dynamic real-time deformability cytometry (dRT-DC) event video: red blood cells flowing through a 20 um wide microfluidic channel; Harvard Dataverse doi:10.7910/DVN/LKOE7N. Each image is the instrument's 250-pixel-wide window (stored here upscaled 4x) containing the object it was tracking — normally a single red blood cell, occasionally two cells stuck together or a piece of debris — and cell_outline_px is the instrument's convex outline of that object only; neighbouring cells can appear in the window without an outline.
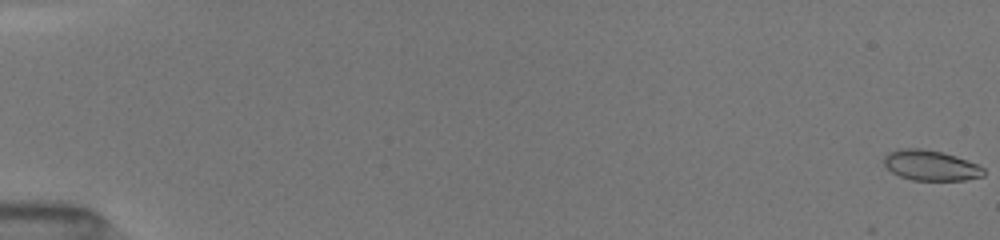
{"species": "common noctule bat (a hibernating species)", "species_latin": "Nyctalus noctula", "temperature_condition": "room temperature", "stored_images_in_passage": 6, "camera_frame_rate_fps": 3000, "um_per_image_px": 0.085, "animal": {"sex": "female", "body_mass_g": 19.5, "forearm_length_mm": 54.1}, "frame": {"image": 1, "passage_image": 1, "time_ms": 0.0, "image_size_px": [1000, 240], "cell_outline_px": [[984, 176], [964, 180], [912, 180], [900, 176], [892, 172], [884, 164], [884, 156], [888, 152], [900, 148], [920, 148], [944, 152], [956, 156], [976, 164], [984, 168]], "centroid_in_image_um": [79.1, 14.05], "position_along_channel_um": 5.9, "area_um2": 17.63}}
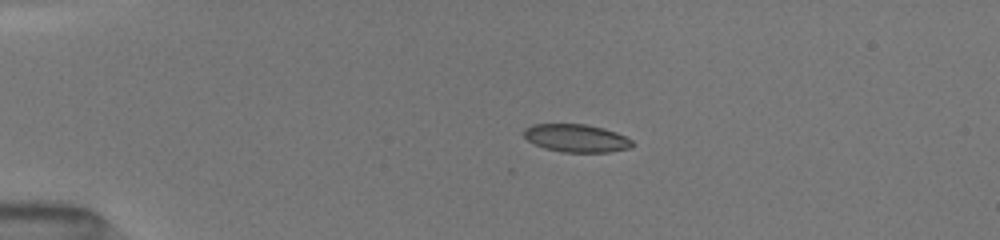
{"frame": {"image": 2, "passage_image": 4, "time_ms": 4.0, "image_size_px": [1000, 240], "cell_outline_px": [[632, 148], [608, 152], [564, 152], [544, 148], [528, 140], [524, 136], [524, 128], [532, 124], [584, 124], [604, 128], [616, 132], [632, 140]], "centroid_in_image_um": [48.99, 11.74], "position_along_channel_um": 36.0, "area_um2": 17.57}}
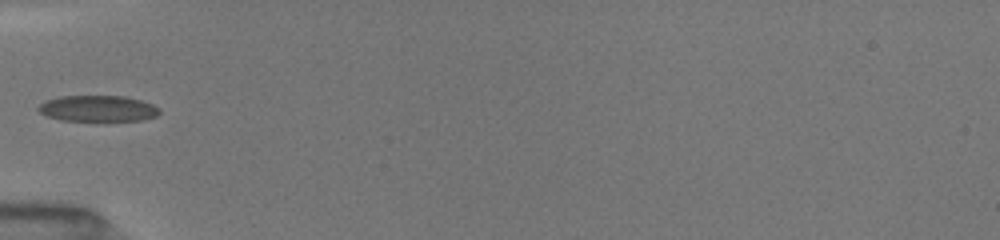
{"frame": {"image": 3, "passage_image": 6, "time_ms": 6.333, "image_size_px": [1000, 240], "cell_outline_px": [[160, 112], [156, 116], [140, 120], [60, 120], [48, 116], [40, 112], [36, 108], [44, 100], [60, 96], [124, 96], [140, 100], [152, 104], [160, 108]], "centroid_in_image_um": [8.3, 9.21], "position_along_channel_um": 76.7, "area_um2": 18.26}}